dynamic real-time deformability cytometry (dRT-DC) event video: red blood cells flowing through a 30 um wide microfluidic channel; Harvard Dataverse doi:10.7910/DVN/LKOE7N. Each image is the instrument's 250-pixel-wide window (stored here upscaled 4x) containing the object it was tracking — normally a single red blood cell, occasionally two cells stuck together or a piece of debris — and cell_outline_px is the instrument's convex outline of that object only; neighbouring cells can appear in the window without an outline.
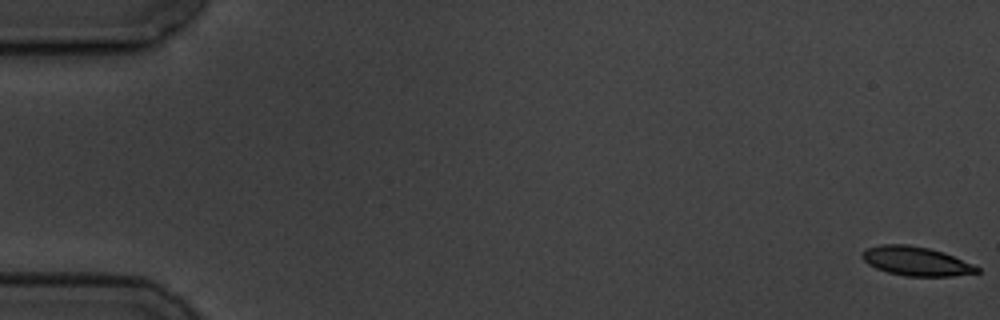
{"species": "common noctule bat (a hibernating species)", "species_latin": "Nyctalus noctula", "temperature_condition": "cold", "stored_images_in_passage": 5, "camera_frame_rate_fps": 3000, "um_per_image_px": 0.085, "animal": {"sex": "male", "body_mass_g": 19.5, "forearm_length_mm": 54.6}, "frame": {"image": 1, "passage_image": 1, "time_ms": 0.0, "image_size_px": [1000, 320], "cell_outline_px": [[980, 272], [952, 276], [904, 276], [888, 272], [876, 268], [868, 264], [860, 256], [860, 252], [868, 248], [880, 244], [908, 244], [928, 248], [944, 252], [972, 264], [980, 268]], "centroid_in_image_um": [77.84, 22.19], "position_along_channel_um": 7.2, "area_um2": 19.48}}
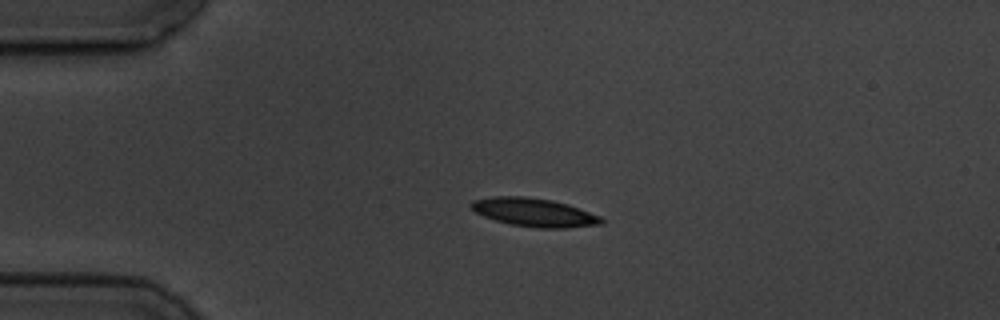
{"frame": {"image": 2, "passage_image": 4, "time_ms": 4.333, "image_size_px": [1000, 320], "cell_outline_px": [[604, 220], [600, 224], [568, 228], [536, 228], [512, 224], [496, 220], [484, 216], [476, 212], [468, 204], [472, 200], [492, 196], [524, 196], [552, 200], [568, 204], [600, 216]], "centroid_in_image_um": [45.38, 18.04], "position_along_channel_um": 39.6, "area_um2": 21.5}}